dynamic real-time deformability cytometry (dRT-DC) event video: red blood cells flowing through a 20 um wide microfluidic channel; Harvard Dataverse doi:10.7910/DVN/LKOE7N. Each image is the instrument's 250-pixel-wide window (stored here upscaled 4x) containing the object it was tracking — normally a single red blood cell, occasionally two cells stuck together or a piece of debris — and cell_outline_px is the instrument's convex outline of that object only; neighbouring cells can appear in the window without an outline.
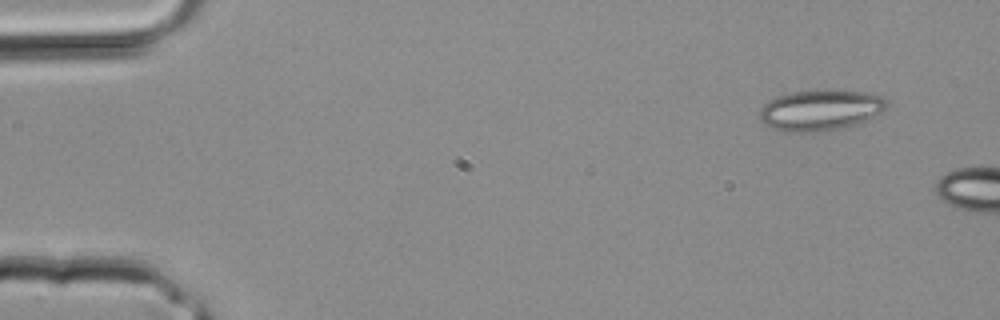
{"species": "common noctule bat (a hibernating species)", "species_latin": "Nyctalus noctula", "temperature_condition": "room temperature", "stored_images_in_passage": 2, "camera_frame_rate_fps": 3000, "um_per_image_px": 0.085, "animal": {"sex": "male", "body_mass_g": 20.4}, "frame": {"image": 1, "passage_image": 2, "time_ms": 0.333, "image_size_px": [1000, 320], "cell_outline_px": [[888, 104], [880, 112], [856, 124], [840, 128], [816, 132], [784, 132], [772, 128], [760, 116], [760, 108], [768, 100], [776, 96], [792, 92], [868, 92], [884, 96]], "centroid_in_image_um": [69.72, 9.38], "position_along_channel_um": 15.3, "area_um2": 29.36}}